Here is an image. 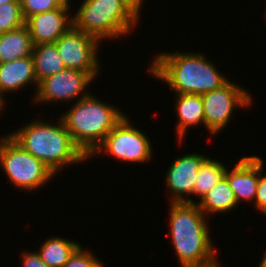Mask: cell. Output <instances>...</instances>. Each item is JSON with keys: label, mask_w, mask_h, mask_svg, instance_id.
<instances>
[{"label": "cell", "mask_w": 266, "mask_h": 267, "mask_svg": "<svg viewBox=\"0 0 266 267\" xmlns=\"http://www.w3.org/2000/svg\"><path fill=\"white\" fill-rule=\"evenodd\" d=\"M130 1L140 12L142 11V5L144 4V0H128Z\"/></svg>", "instance_id": "484cf974"}, {"label": "cell", "mask_w": 266, "mask_h": 267, "mask_svg": "<svg viewBox=\"0 0 266 267\" xmlns=\"http://www.w3.org/2000/svg\"><path fill=\"white\" fill-rule=\"evenodd\" d=\"M4 107V104L0 101V113L2 114V110H4L5 109V107Z\"/></svg>", "instance_id": "f1b7e54d"}, {"label": "cell", "mask_w": 266, "mask_h": 267, "mask_svg": "<svg viewBox=\"0 0 266 267\" xmlns=\"http://www.w3.org/2000/svg\"><path fill=\"white\" fill-rule=\"evenodd\" d=\"M24 25L21 1L14 0L0 5V34L16 30Z\"/></svg>", "instance_id": "44dd1931"}, {"label": "cell", "mask_w": 266, "mask_h": 267, "mask_svg": "<svg viewBox=\"0 0 266 267\" xmlns=\"http://www.w3.org/2000/svg\"><path fill=\"white\" fill-rule=\"evenodd\" d=\"M82 1L71 15L73 27L100 42L128 37L140 22L142 13L128 0Z\"/></svg>", "instance_id": "5b68a950"}, {"label": "cell", "mask_w": 266, "mask_h": 267, "mask_svg": "<svg viewBox=\"0 0 266 267\" xmlns=\"http://www.w3.org/2000/svg\"><path fill=\"white\" fill-rule=\"evenodd\" d=\"M65 68L89 73L94 79L101 69L97 52L101 42L73 26L55 42Z\"/></svg>", "instance_id": "9c48e42d"}, {"label": "cell", "mask_w": 266, "mask_h": 267, "mask_svg": "<svg viewBox=\"0 0 266 267\" xmlns=\"http://www.w3.org/2000/svg\"><path fill=\"white\" fill-rule=\"evenodd\" d=\"M247 91L228 80L220 88L201 95L208 133L214 136L228 126L236 107L246 109L252 105V94Z\"/></svg>", "instance_id": "ba28073f"}, {"label": "cell", "mask_w": 266, "mask_h": 267, "mask_svg": "<svg viewBox=\"0 0 266 267\" xmlns=\"http://www.w3.org/2000/svg\"><path fill=\"white\" fill-rule=\"evenodd\" d=\"M202 53L169 52L156 54L149 75L168 84L175 94L203 95L220 88L229 79Z\"/></svg>", "instance_id": "7a4b0ae2"}, {"label": "cell", "mask_w": 266, "mask_h": 267, "mask_svg": "<svg viewBox=\"0 0 266 267\" xmlns=\"http://www.w3.org/2000/svg\"><path fill=\"white\" fill-rule=\"evenodd\" d=\"M208 158L209 156L201 153H185L172 161L165 174L171 203H194L193 198L188 197L192 195L198 170Z\"/></svg>", "instance_id": "8fae6325"}, {"label": "cell", "mask_w": 266, "mask_h": 267, "mask_svg": "<svg viewBox=\"0 0 266 267\" xmlns=\"http://www.w3.org/2000/svg\"><path fill=\"white\" fill-rule=\"evenodd\" d=\"M33 43L26 25L0 34V63L31 56Z\"/></svg>", "instance_id": "2e32d148"}, {"label": "cell", "mask_w": 266, "mask_h": 267, "mask_svg": "<svg viewBox=\"0 0 266 267\" xmlns=\"http://www.w3.org/2000/svg\"><path fill=\"white\" fill-rule=\"evenodd\" d=\"M32 56L34 60L35 77L38 84L45 78L65 69L55 43L34 45Z\"/></svg>", "instance_id": "ac0fdd59"}, {"label": "cell", "mask_w": 266, "mask_h": 267, "mask_svg": "<svg viewBox=\"0 0 266 267\" xmlns=\"http://www.w3.org/2000/svg\"><path fill=\"white\" fill-rule=\"evenodd\" d=\"M94 81L95 79L85 71L65 68L39 83L33 101L43 105H49L51 101L76 102L90 94L87 89H90L89 85Z\"/></svg>", "instance_id": "30bf717a"}, {"label": "cell", "mask_w": 266, "mask_h": 267, "mask_svg": "<svg viewBox=\"0 0 266 267\" xmlns=\"http://www.w3.org/2000/svg\"><path fill=\"white\" fill-rule=\"evenodd\" d=\"M129 116L121 121L108 133L101 145L88 158L98 154L112 155L119 161L129 163H147L152 159L153 149L151 140L146 133L132 125ZM104 152V153H103Z\"/></svg>", "instance_id": "52a82bcc"}, {"label": "cell", "mask_w": 266, "mask_h": 267, "mask_svg": "<svg viewBox=\"0 0 266 267\" xmlns=\"http://www.w3.org/2000/svg\"><path fill=\"white\" fill-rule=\"evenodd\" d=\"M14 0H0V5L3 3H10L13 2Z\"/></svg>", "instance_id": "83f0119b"}, {"label": "cell", "mask_w": 266, "mask_h": 267, "mask_svg": "<svg viewBox=\"0 0 266 267\" xmlns=\"http://www.w3.org/2000/svg\"><path fill=\"white\" fill-rule=\"evenodd\" d=\"M22 267H49L43 262L37 252H27L26 250L21 254Z\"/></svg>", "instance_id": "d4e9b609"}, {"label": "cell", "mask_w": 266, "mask_h": 267, "mask_svg": "<svg viewBox=\"0 0 266 267\" xmlns=\"http://www.w3.org/2000/svg\"><path fill=\"white\" fill-rule=\"evenodd\" d=\"M59 114L75 145L89 158L108 133L126 115L115 105L100 101L91 93Z\"/></svg>", "instance_id": "277c9868"}, {"label": "cell", "mask_w": 266, "mask_h": 267, "mask_svg": "<svg viewBox=\"0 0 266 267\" xmlns=\"http://www.w3.org/2000/svg\"><path fill=\"white\" fill-rule=\"evenodd\" d=\"M171 244L181 267H220L206 215L194 203H170Z\"/></svg>", "instance_id": "6da1fadb"}, {"label": "cell", "mask_w": 266, "mask_h": 267, "mask_svg": "<svg viewBox=\"0 0 266 267\" xmlns=\"http://www.w3.org/2000/svg\"><path fill=\"white\" fill-rule=\"evenodd\" d=\"M71 3L69 0L63 7L35 14L25 21L33 46L55 43L73 26V19L70 16Z\"/></svg>", "instance_id": "7c38bea8"}, {"label": "cell", "mask_w": 266, "mask_h": 267, "mask_svg": "<svg viewBox=\"0 0 266 267\" xmlns=\"http://www.w3.org/2000/svg\"><path fill=\"white\" fill-rule=\"evenodd\" d=\"M80 245L75 240L53 235L41 243L36 252L49 267H62Z\"/></svg>", "instance_id": "d6986e66"}, {"label": "cell", "mask_w": 266, "mask_h": 267, "mask_svg": "<svg viewBox=\"0 0 266 267\" xmlns=\"http://www.w3.org/2000/svg\"><path fill=\"white\" fill-rule=\"evenodd\" d=\"M257 157L259 158V181L257 184L254 204L256 210H259V212H262L266 215V174H264V176L262 175L264 171L263 159L260 158V156Z\"/></svg>", "instance_id": "cb8c5ba5"}, {"label": "cell", "mask_w": 266, "mask_h": 267, "mask_svg": "<svg viewBox=\"0 0 266 267\" xmlns=\"http://www.w3.org/2000/svg\"><path fill=\"white\" fill-rule=\"evenodd\" d=\"M34 85L36 94L38 83L35 77L33 56L0 63V101L5 105V93L15 92L25 88L26 85Z\"/></svg>", "instance_id": "5bb4252c"}, {"label": "cell", "mask_w": 266, "mask_h": 267, "mask_svg": "<svg viewBox=\"0 0 266 267\" xmlns=\"http://www.w3.org/2000/svg\"><path fill=\"white\" fill-rule=\"evenodd\" d=\"M69 0H21L22 14L25 21L38 13L63 7Z\"/></svg>", "instance_id": "7402d4cb"}, {"label": "cell", "mask_w": 266, "mask_h": 267, "mask_svg": "<svg viewBox=\"0 0 266 267\" xmlns=\"http://www.w3.org/2000/svg\"><path fill=\"white\" fill-rule=\"evenodd\" d=\"M227 168L224 163L209 157L197 172L192 195L201 199L224 177Z\"/></svg>", "instance_id": "ffe728a7"}, {"label": "cell", "mask_w": 266, "mask_h": 267, "mask_svg": "<svg viewBox=\"0 0 266 267\" xmlns=\"http://www.w3.org/2000/svg\"><path fill=\"white\" fill-rule=\"evenodd\" d=\"M199 200V202L195 203L209 217L213 214L229 212L238 205L233 190L225 177Z\"/></svg>", "instance_id": "e0dca14e"}, {"label": "cell", "mask_w": 266, "mask_h": 267, "mask_svg": "<svg viewBox=\"0 0 266 267\" xmlns=\"http://www.w3.org/2000/svg\"><path fill=\"white\" fill-rule=\"evenodd\" d=\"M31 120L8 135L25 151L42 161L54 174L88 159L75 145L61 118L55 124ZM68 166V167H67Z\"/></svg>", "instance_id": "3957f363"}, {"label": "cell", "mask_w": 266, "mask_h": 267, "mask_svg": "<svg viewBox=\"0 0 266 267\" xmlns=\"http://www.w3.org/2000/svg\"><path fill=\"white\" fill-rule=\"evenodd\" d=\"M258 267H266V252H265V254L262 257V260L258 264Z\"/></svg>", "instance_id": "4316f807"}, {"label": "cell", "mask_w": 266, "mask_h": 267, "mask_svg": "<svg viewBox=\"0 0 266 267\" xmlns=\"http://www.w3.org/2000/svg\"><path fill=\"white\" fill-rule=\"evenodd\" d=\"M231 169L225 170L224 177L233 190L237 203L240 205L243 200L247 203L249 201L254 203L259 181V158L257 155L242 157L238 163H234V167Z\"/></svg>", "instance_id": "4fadbf2b"}, {"label": "cell", "mask_w": 266, "mask_h": 267, "mask_svg": "<svg viewBox=\"0 0 266 267\" xmlns=\"http://www.w3.org/2000/svg\"><path fill=\"white\" fill-rule=\"evenodd\" d=\"M175 108L177 118L176 133L179 144L187 134L190 127L199 128L200 124L205 127L204 108L201 95L196 94H176Z\"/></svg>", "instance_id": "9a60e30c"}, {"label": "cell", "mask_w": 266, "mask_h": 267, "mask_svg": "<svg viewBox=\"0 0 266 267\" xmlns=\"http://www.w3.org/2000/svg\"><path fill=\"white\" fill-rule=\"evenodd\" d=\"M0 164L10 183L28 192L37 191L56 176L7 133L0 137Z\"/></svg>", "instance_id": "8992f818"}, {"label": "cell", "mask_w": 266, "mask_h": 267, "mask_svg": "<svg viewBox=\"0 0 266 267\" xmlns=\"http://www.w3.org/2000/svg\"><path fill=\"white\" fill-rule=\"evenodd\" d=\"M91 251L80 245L62 267H103V262Z\"/></svg>", "instance_id": "603a6c76"}]
</instances>
